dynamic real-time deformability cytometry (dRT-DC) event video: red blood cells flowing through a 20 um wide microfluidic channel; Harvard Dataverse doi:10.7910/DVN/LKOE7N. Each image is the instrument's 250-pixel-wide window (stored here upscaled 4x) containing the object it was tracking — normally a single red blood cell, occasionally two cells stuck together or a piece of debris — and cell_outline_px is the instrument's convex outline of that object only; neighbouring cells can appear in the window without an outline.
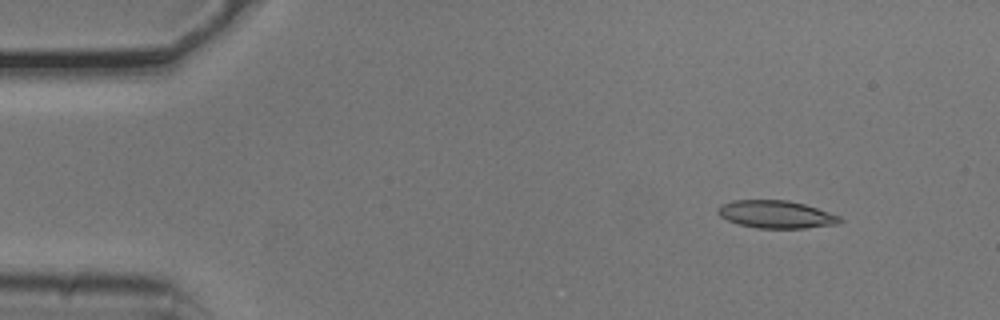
{"species": "common noctule bat (a hibernating species)", "species_latin": "Nyctalus noctula", "temperature_condition": "cold", "stored_images_in_passage": 4, "camera_frame_rate_fps": 3000, "um_per_image_px": 0.085, "animal": {"sex": "male", "body_mass_g": 20.5, "forearm_length_mm": 52.5}, "frame": {"image": 1, "passage_image": 1, "time_ms": 0.0, "image_size_px": [1000, 320], "cell_outline_px": [[844, 220], [840, 224], [804, 228], [756, 228], [740, 224], [728, 220], [720, 216], [716, 212], [716, 208], [720, 204], [732, 200], [788, 200], [804, 204], [840, 216]], "centroid_in_image_um": [65.95, 18.22], "position_along_channel_um": 19.0, "area_um2": 19.77}}
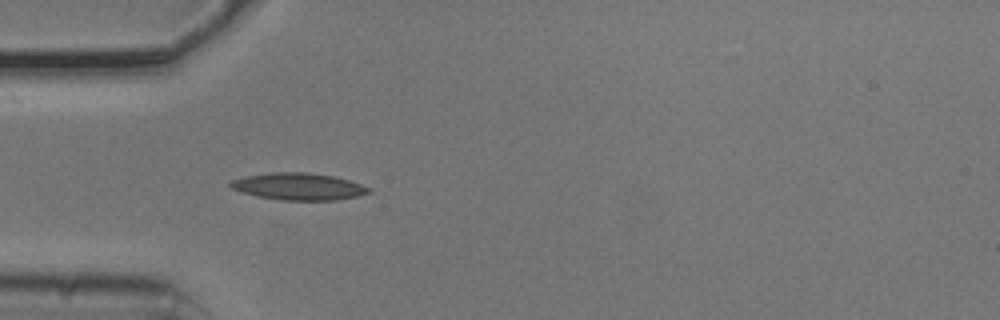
{"frame": {"image": 2, "passage_image": 3, "time_ms": 0.667, "image_size_px": [1000, 320], "cell_outline_px": [[372, 192], [356, 196], [336, 200], [280, 200], [260, 196], [244, 192], [232, 188], [228, 184], [232, 180], [248, 176], [272, 172], [308, 172], [336, 176], [372, 188]], "centroid_in_image_um": [25.44, 15.84], "position_along_channel_um": 59.6, "area_um2": 21.56}}
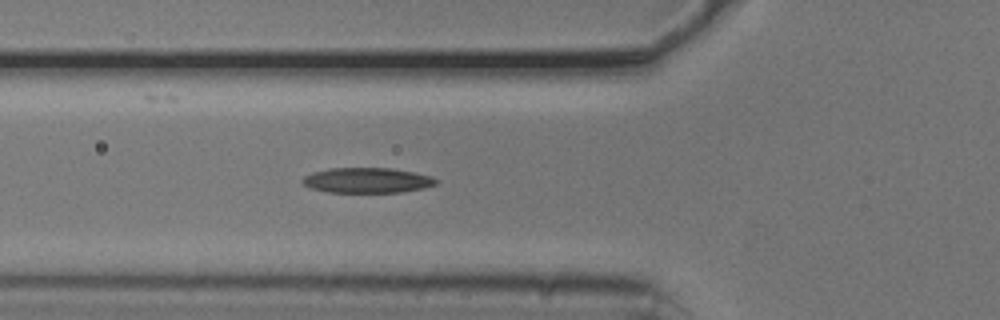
{"frame": {"image": 3, "passage_image": 4, "time_ms": 1.0, "image_size_px": [1000, 320], "cell_outline_px": [[440, 180], [436, 184], [424, 188], [404, 192], [328, 192], [312, 188], [304, 184], [300, 180], [304, 176], [312, 172], [328, 168], [392, 168], [416, 172], [432, 176]], "centroid_in_image_um": [31.25, 15.32], "position_along_channel_um": 94.6, "area_um2": 19.83}}